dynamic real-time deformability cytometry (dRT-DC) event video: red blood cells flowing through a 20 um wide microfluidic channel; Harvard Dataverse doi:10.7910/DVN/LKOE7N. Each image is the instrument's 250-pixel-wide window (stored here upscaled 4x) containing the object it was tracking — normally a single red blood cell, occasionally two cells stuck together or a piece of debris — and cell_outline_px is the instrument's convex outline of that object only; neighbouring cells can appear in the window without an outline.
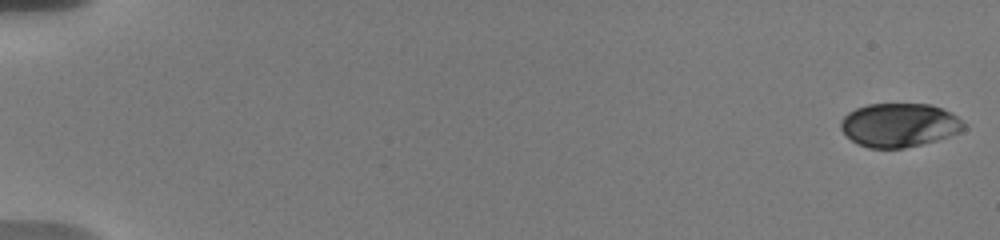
{"species": "human", "species_latin": "Homo sapiens", "temperature_condition": "warm", "stored_images_in_passage": 33, "camera_frame_rate_fps": 3000, "um_per_image_px": 0.085, "donor": {"sex": "male"}, "frame": {"image": 1, "passage_image": 1, "time_ms": 0.0, "image_size_px": [1000, 240], "cell_outline_px": [[968, 128], [960, 132], [936, 140], [904, 148], [868, 148], [852, 140], [840, 128], [840, 120], [848, 112], [856, 108], [868, 104], [932, 104], [956, 116]], "centroid_in_image_um": [76.42, 10.62], "position_along_channel_um": 8.6, "area_um2": 31.15}}
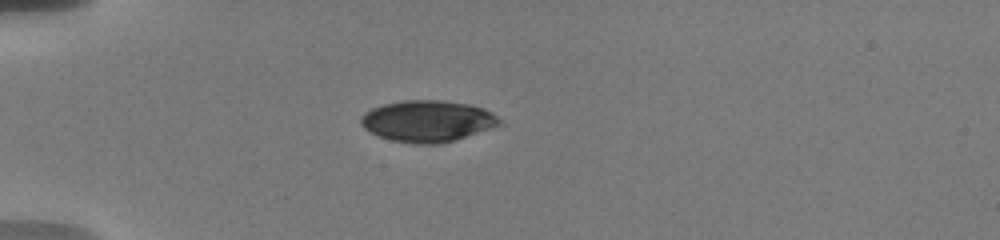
{"frame": {"image": 2, "passage_image": 20, "time_ms": 5.333, "image_size_px": [1000, 240], "cell_outline_px": [[504, 124], [440, 144], [412, 144], [392, 140], [380, 136], [364, 128], [360, 124], [360, 116], [364, 112], [372, 108], [384, 104], [404, 100], [444, 100], [468, 104], [492, 112]], "centroid_in_image_um": [36.32, 10.29], "position_along_channel_um": 48.7, "area_um2": 33.35}}
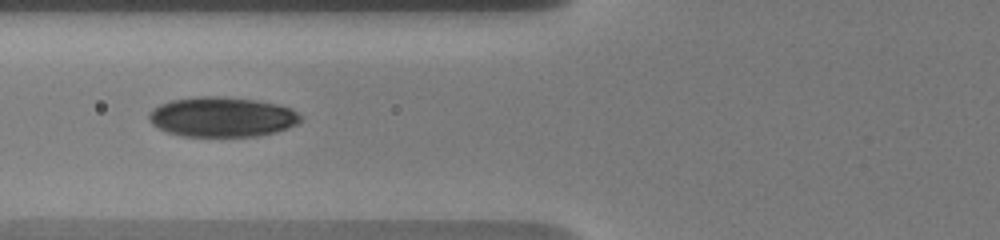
{"frame": {"image": 3, "passage_image": 32, "time_ms": 7.667, "image_size_px": [1000, 240], "cell_outline_px": [[304, 116], [300, 124], [276, 132], [260, 136], [184, 136], [168, 132], [152, 124], [148, 120], [148, 112], [152, 108], [160, 104], [172, 100], [196, 96], [224, 96], [256, 100], [276, 104], [292, 108]], "centroid_in_image_um": [18.92, 9.93], "position_along_channel_um": 106.9, "area_um2": 35.72}}